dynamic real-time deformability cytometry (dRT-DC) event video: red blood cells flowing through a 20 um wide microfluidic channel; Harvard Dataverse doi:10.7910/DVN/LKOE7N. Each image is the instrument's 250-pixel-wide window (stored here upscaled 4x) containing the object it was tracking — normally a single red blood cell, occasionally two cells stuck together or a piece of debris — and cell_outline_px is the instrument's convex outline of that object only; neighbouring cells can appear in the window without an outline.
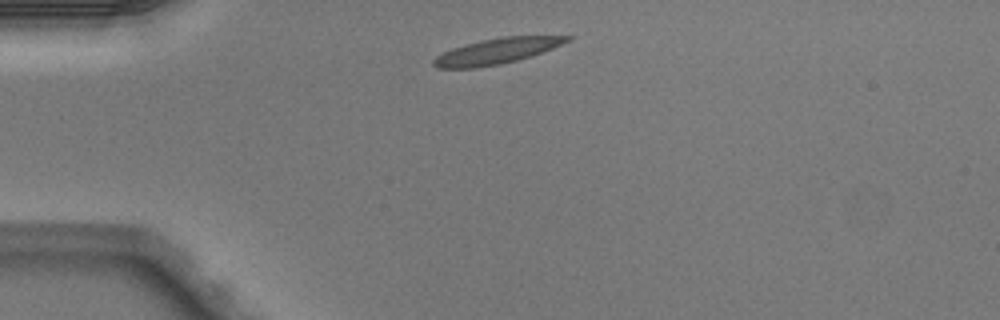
{"species": "Egyptian fruit bat (a non-hibernating species)", "species_latin": "Rousettus aegyptiacus", "temperature_condition": "warm", "stored_images_in_passage": 1, "camera_frame_rate_fps": 3000, "um_per_image_px": 0.085, "animal": {"sex": "male"}, "frame": {"image": 1, "passage_image": 1, "time_ms": 0.0, "image_size_px": [1000, 320], "cell_outline_px": [[576, 36], [572, 40], [552, 48], [516, 60], [500, 64], [472, 68], [436, 68], [432, 64], [432, 60], [436, 56], [452, 48], [480, 40], [504, 36]], "centroid_in_image_um": [42.2, 4.34], "position_along_channel_um": 42.8, "area_um2": 19.71}}